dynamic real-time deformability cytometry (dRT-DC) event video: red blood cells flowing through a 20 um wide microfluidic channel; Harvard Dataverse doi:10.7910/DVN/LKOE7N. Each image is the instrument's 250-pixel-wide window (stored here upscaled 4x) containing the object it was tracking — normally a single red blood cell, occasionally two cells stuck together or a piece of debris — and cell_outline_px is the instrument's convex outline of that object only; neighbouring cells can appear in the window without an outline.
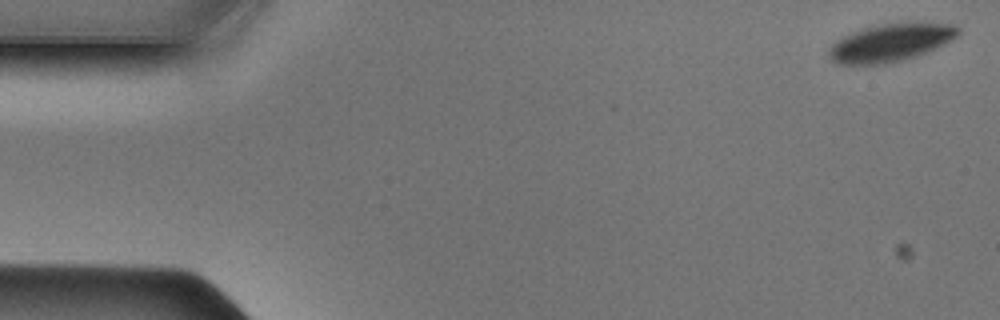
{"species": "Egyptian fruit bat (a non-hibernating species)", "species_latin": "Rousettus aegyptiacus", "temperature_condition": "cold", "stored_images_in_passage": 48, "camera_frame_rate_fps": 3000, "um_per_image_px": 0.085, "animal": {"sex": "male"}, "frame": {"image": 1, "passage_image": 1, "time_ms": 0.0, "image_size_px": [1000, 320], "cell_outline_px": [[960, 32], [952, 40], [928, 52], [916, 56], [888, 64], [836, 64], [828, 56], [828, 48], [836, 40], [852, 32], [864, 28], [884, 24], [956, 24], [960, 28]], "centroid_in_image_um": [75.68, 3.66], "position_along_channel_um": 9.3, "area_um2": 28.09}}
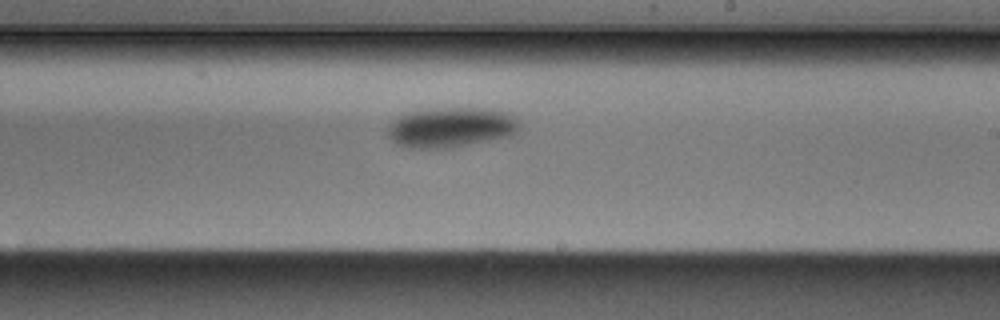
{"frame": {"image": 2, "passage_image": 28, "time_ms": 9.0, "image_size_px": [1000, 320], "cell_outline_px": [[520, 128], [512, 136], [452, 148], [404, 148], [396, 144], [388, 136], [388, 124], [404, 112], [432, 108], [488, 108], [508, 112], [516, 116], [520, 120]], "centroid_in_image_um": [38.35, 10.82], "position_along_channel_um": 250.6, "area_um2": 31.56}}
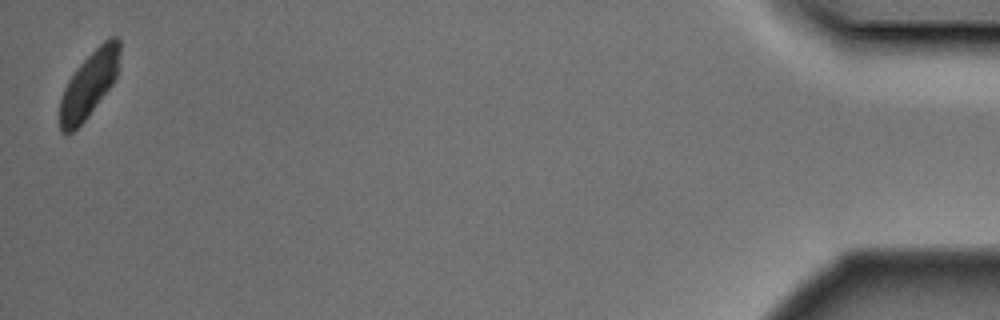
{"frame": {"image": 3, "passage_image": 48, "time_ms": 15.667, "image_size_px": [1000, 320], "cell_outline_px": [[120, 52], [116, 76], [112, 84], [84, 120], [72, 132], [64, 136], [60, 128], [60, 100], [64, 88], [68, 80], [76, 68], [108, 36], [116, 36], [120, 40]], "centroid_in_image_um": [7.56, 7.15], "position_along_channel_um": 427.6, "area_um2": 22.66}}